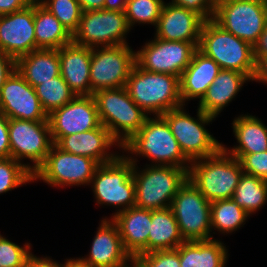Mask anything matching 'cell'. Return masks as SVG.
<instances>
[{"label":"cell","instance_id":"cell-22","mask_svg":"<svg viewBox=\"0 0 267 267\" xmlns=\"http://www.w3.org/2000/svg\"><path fill=\"white\" fill-rule=\"evenodd\" d=\"M125 251L134 258L148 253V235L151 224V210L131 207L112 214Z\"/></svg>","mask_w":267,"mask_h":267},{"label":"cell","instance_id":"cell-18","mask_svg":"<svg viewBox=\"0 0 267 267\" xmlns=\"http://www.w3.org/2000/svg\"><path fill=\"white\" fill-rule=\"evenodd\" d=\"M0 50L15 60L37 50L34 1L23 10L0 16Z\"/></svg>","mask_w":267,"mask_h":267},{"label":"cell","instance_id":"cell-43","mask_svg":"<svg viewBox=\"0 0 267 267\" xmlns=\"http://www.w3.org/2000/svg\"><path fill=\"white\" fill-rule=\"evenodd\" d=\"M34 0H0V16L27 8Z\"/></svg>","mask_w":267,"mask_h":267},{"label":"cell","instance_id":"cell-42","mask_svg":"<svg viewBox=\"0 0 267 267\" xmlns=\"http://www.w3.org/2000/svg\"><path fill=\"white\" fill-rule=\"evenodd\" d=\"M16 69V60L0 50V90L4 82Z\"/></svg>","mask_w":267,"mask_h":267},{"label":"cell","instance_id":"cell-44","mask_svg":"<svg viewBox=\"0 0 267 267\" xmlns=\"http://www.w3.org/2000/svg\"><path fill=\"white\" fill-rule=\"evenodd\" d=\"M24 267H61V264L49 257L39 258L31 254L26 260Z\"/></svg>","mask_w":267,"mask_h":267},{"label":"cell","instance_id":"cell-27","mask_svg":"<svg viewBox=\"0 0 267 267\" xmlns=\"http://www.w3.org/2000/svg\"><path fill=\"white\" fill-rule=\"evenodd\" d=\"M16 70L33 87L60 75L59 49H37L16 60Z\"/></svg>","mask_w":267,"mask_h":267},{"label":"cell","instance_id":"cell-38","mask_svg":"<svg viewBox=\"0 0 267 267\" xmlns=\"http://www.w3.org/2000/svg\"><path fill=\"white\" fill-rule=\"evenodd\" d=\"M141 267H180L178 249H166L140 254L133 258Z\"/></svg>","mask_w":267,"mask_h":267},{"label":"cell","instance_id":"cell-16","mask_svg":"<svg viewBox=\"0 0 267 267\" xmlns=\"http://www.w3.org/2000/svg\"><path fill=\"white\" fill-rule=\"evenodd\" d=\"M51 138L55 144L61 137L86 132L101 125L93 95H77L66 105L48 115Z\"/></svg>","mask_w":267,"mask_h":267},{"label":"cell","instance_id":"cell-7","mask_svg":"<svg viewBox=\"0 0 267 267\" xmlns=\"http://www.w3.org/2000/svg\"><path fill=\"white\" fill-rule=\"evenodd\" d=\"M184 107L167 111L161 115L168 123L184 156L195 161L216 154L222 145L205 128L215 117L197 109V119L185 113Z\"/></svg>","mask_w":267,"mask_h":267},{"label":"cell","instance_id":"cell-46","mask_svg":"<svg viewBox=\"0 0 267 267\" xmlns=\"http://www.w3.org/2000/svg\"><path fill=\"white\" fill-rule=\"evenodd\" d=\"M253 81L267 84V56H262L256 62V72Z\"/></svg>","mask_w":267,"mask_h":267},{"label":"cell","instance_id":"cell-28","mask_svg":"<svg viewBox=\"0 0 267 267\" xmlns=\"http://www.w3.org/2000/svg\"><path fill=\"white\" fill-rule=\"evenodd\" d=\"M180 267H225L227 249L219 240L184 241L178 247Z\"/></svg>","mask_w":267,"mask_h":267},{"label":"cell","instance_id":"cell-3","mask_svg":"<svg viewBox=\"0 0 267 267\" xmlns=\"http://www.w3.org/2000/svg\"><path fill=\"white\" fill-rule=\"evenodd\" d=\"M197 49L221 69L239 71L253 81L256 72L253 46L223 29L213 19L203 22Z\"/></svg>","mask_w":267,"mask_h":267},{"label":"cell","instance_id":"cell-17","mask_svg":"<svg viewBox=\"0 0 267 267\" xmlns=\"http://www.w3.org/2000/svg\"><path fill=\"white\" fill-rule=\"evenodd\" d=\"M0 112L9 119L48 121L34 87L16 69L1 87Z\"/></svg>","mask_w":267,"mask_h":267},{"label":"cell","instance_id":"cell-47","mask_svg":"<svg viewBox=\"0 0 267 267\" xmlns=\"http://www.w3.org/2000/svg\"><path fill=\"white\" fill-rule=\"evenodd\" d=\"M82 11L102 10L105 0H77Z\"/></svg>","mask_w":267,"mask_h":267},{"label":"cell","instance_id":"cell-8","mask_svg":"<svg viewBox=\"0 0 267 267\" xmlns=\"http://www.w3.org/2000/svg\"><path fill=\"white\" fill-rule=\"evenodd\" d=\"M133 168L134 163L126 155H119L114 161L99 165L91 180L98 205L122 207L116 213L135 206Z\"/></svg>","mask_w":267,"mask_h":267},{"label":"cell","instance_id":"cell-13","mask_svg":"<svg viewBox=\"0 0 267 267\" xmlns=\"http://www.w3.org/2000/svg\"><path fill=\"white\" fill-rule=\"evenodd\" d=\"M136 64V52L129 45L91 48V91L125 87Z\"/></svg>","mask_w":267,"mask_h":267},{"label":"cell","instance_id":"cell-41","mask_svg":"<svg viewBox=\"0 0 267 267\" xmlns=\"http://www.w3.org/2000/svg\"><path fill=\"white\" fill-rule=\"evenodd\" d=\"M8 123L9 118L0 112V158L11 157Z\"/></svg>","mask_w":267,"mask_h":267},{"label":"cell","instance_id":"cell-39","mask_svg":"<svg viewBox=\"0 0 267 267\" xmlns=\"http://www.w3.org/2000/svg\"><path fill=\"white\" fill-rule=\"evenodd\" d=\"M240 163L244 173L267 181V151L245 154Z\"/></svg>","mask_w":267,"mask_h":267},{"label":"cell","instance_id":"cell-12","mask_svg":"<svg viewBox=\"0 0 267 267\" xmlns=\"http://www.w3.org/2000/svg\"><path fill=\"white\" fill-rule=\"evenodd\" d=\"M99 165L90 157L67 153L53 144L45 161L33 174V182L39 179L54 187L89 185Z\"/></svg>","mask_w":267,"mask_h":267},{"label":"cell","instance_id":"cell-5","mask_svg":"<svg viewBox=\"0 0 267 267\" xmlns=\"http://www.w3.org/2000/svg\"><path fill=\"white\" fill-rule=\"evenodd\" d=\"M122 149L132 155L151 159L155 166L189 169L191 163L182 153L167 121L161 115H155L154 118L148 116L140 130L122 145Z\"/></svg>","mask_w":267,"mask_h":267},{"label":"cell","instance_id":"cell-35","mask_svg":"<svg viewBox=\"0 0 267 267\" xmlns=\"http://www.w3.org/2000/svg\"><path fill=\"white\" fill-rule=\"evenodd\" d=\"M163 4V0H127L124 13L130 28L135 23L156 27Z\"/></svg>","mask_w":267,"mask_h":267},{"label":"cell","instance_id":"cell-25","mask_svg":"<svg viewBox=\"0 0 267 267\" xmlns=\"http://www.w3.org/2000/svg\"><path fill=\"white\" fill-rule=\"evenodd\" d=\"M246 81L251 80L239 71L221 69L199 102L198 109L216 118L235 98Z\"/></svg>","mask_w":267,"mask_h":267},{"label":"cell","instance_id":"cell-48","mask_svg":"<svg viewBox=\"0 0 267 267\" xmlns=\"http://www.w3.org/2000/svg\"><path fill=\"white\" fill-rule=\"evenodd\" d=\"M127 0H105L104 9L112 11H125Z\"/></svg>","mask_w":267,"mask_h":267},{"label":"cell","instance_id":"cell-30","mask_svg":"<svg viewBox=\"0 0 267 267\" xmlns=\"http://www.w3.org/2000/svg\"><path fill=\"white\" fill-rule=\"evenodd\" d=\"M184 242L174 213L170 207L151 210L148 235V253L157 250L175 249Z\"/></svg>","mask_w":267,"mask_h":267},{"label":"cell","instance_id":"cell-14","mask_svg":"<svg viewBox=\"0 0 267 267\" xmlns=\"http://www.w3.org/2000/svg\"><path fill=\"white\" fill-rule=\"evenodd\" d=\"M11 158L33 162L32 174L43 164L53 145L48 121L9 119Z\"/></svg>","mask_w":267,"mask_h":267},{"label":"cell","instance_id":"cell-50","mask_svg":"<svg viewBox=\"0 0 267 267\" xmlns=\"http://www.w3.org/2000/svg\"><path fill=\"white\" fill-rule=\"evenodd\" d=\"M130 263H127L126 265L122 266V267H141L133 258L131 260V265H129Z\"/></svg>","mask_w":267,"mask_h":267},{"label":"cell","instance_id":"cell-15","mask_svg":"<svg viewBox=\"0 0 267 267\" xmlns=\"http://www.w3.org/2000/svg\"><path fill=\"white\" fill-rule=\"evenodd\" d=\"M198 45L199 42L167 41L155 37L136 52V63L150 72L180 77Z\"/></svg>","mask_w":267,"mask_h":267},{"label":"cell","instance_id":"cell-2","mask_svg":"<svg viewBox=\"0 0 267 267\" xmlns=\"http://www.w3.org/2000/svg\"><path fill=\"white\" fill-rule=\"evenodd\" d=\"M242 173L240 160L221 148L212 156L192 161L188 180L214 202L232 198Z\"/></svg>","mask_w":267,"mask_h":267},{"label":"cell","instance_id":"cell-10","mask_svg":"<svg viewBox=\"0 0 267 267\" xmlns=\"http://www.w3.org/2000/svg\"><path fill=\"white\" fill-rule=\"evenodd\" d=\"M170 208L184 241L213 239L211 202L189 180L177 191Z\"/></svg>","mask_w":267,"mask_h":267},{"label":"cell","instance_id":"cell-23","mask_svg":"<svg viewBox=\"0 0 267 267\" xmlns=\"http://www.w3.org/2000/svg\"><path fill=\"white\" fill-rule=\"evenodd\" d=\"M60 75L77 95H93L90 85L91 48L71 42L59 49Z\"/></svg>","mask_w":267,"mask_h":267},{"label":"cell","instance_id":"cell-9","mask_svg":"<svg viewBox=\"0 0 267 267\" xmlns=\"http://www.w3.org/2000/svg\"><path fill=\"white\" fill-rule=\"evenodd\" d=\"M213 20L254 46L267 24V4L263 0H217Z\"/></svg>","mask_w":267,"mask_h":267},{"label":"cell","instance_id":"cell-37","mask_svg":"<svg viewBox=\"0 0 267 267\" xmlns=\"http://www.w3.org/2000/svg\"><path fill=\"white\" fill-rule=\"evenodd\" d=\"M30 243L20 247L0 234V267H24L32 254Z\"/></svg>","mask_w":267,"mask_h":267},{"label":"cell","instance_id":"cell-11","mask_svg":"<svg viewBox=\"0 0 267 267\" xmlns=\"http://www.w3.org/2000/svg\"><path fill=\"white\" fill-rule=\"evenodd\" d=\"M130 30L124 11H85L72 35V42L90 48L128 45L125 38Z\"/></svg>","mask_w":267,"mask_h":267},{"label":"cell","instance_id":"cell-1","mask_svg":"<svg viewBox=\"0 0 267 267\" xmlns=\"http://www.w3.org/2000/svg\"><path fill=\"white\" fill-rule=\"evenodd\" d=\"M125 88L131 99L145 112L163 115L183 106L179 77L150 72L134 65Z\"/></svg>","mask_w":267,"mask_h":267},{"label":"cell","instance_id":"cell-24","mask_svg":"<svg viewBox=\"0 0 267 267\" xmlns=\"http://www.w3.org/2000/svg\"><path fill=\"white\" fill-rule=\"evenodd\" d=\"M220 70V66L213 59L197 49L193 53L190 64L179 77L183 106L186 100L198 98L200 102Z\"/></svg>","mask_w":267,"mask_h":267},{"label":"cell","instance_id":"cell-26","mask_svg":"<svg viewBox=\"0 0 267 267\" xmlns=\"http://www.w3.org/2000/svg\"><path fill=\"white\" fill-rule=\"evenodd\" d=\"M232 126L238 146L229 149L222 145L228 154L240 160L245 154L267 151V126L260 119L241 115L233 120Z\"/></svg>","mask_w":267,"mask_h":267},{"label":"cell","instance_id":"cell-45","mask_svg":"<svg viewBox=\"0 0 267 267\" xmlns=\"http://www.w3.org/2000/svg\"><path fill=\"white\" fill-rule=\"evenodd\" d=\"M254 48V57L256 62L262 57L267 56V24L264 27L263 32L259 36L258 41L253 46Z\"/></svg>","mask_w":267,"mask_h":267},{"label":"cell","instance_id":"cell-49","mask_svg":"<svg viewBox=\"0 0 267 267\" xmlns=\"http://www.w3.org/2000/svg\"><path fill=\"white\" fill-rule=\"evenodd\" d=\"M61 267H91L81 258L76 259H67L64 264H61Z\"/></svg>","mask_w":267,"mask_h":267},{"label":"cell","instance_id":"cell-21","mask_svg":"<svg viewBox=\"0 0 267 267\" xmlns=\"http://www.w3.org/2000/svg\"><path fill=\"white\" fill-rule=\"evenodd\" d=\"M81 259L91 267H122L132 260L123 247L116 223L110 218L101 220L88 257Z\"/></svg>","mask_w":267,"mask_h":267},{"label":"cell","instance_id":"cell-34","mask_svg":"<svg viewBox=\"0 0 267 267\" xmlns=\"http://www.w3.org/2000/svg\"><path fill=\"white\" fill-rule=\"evenodd\" d=\"M33 182L32 166L9 157L0 158V194Z\"/></svg>","mask_w":267,"mask_h":267},{"label":"cell","instance_id":"cell-36","mask_svg":"<svg viewBox=\"0 0 267 267\" xmlns=\"http://www.w3.org/2000/svg\"><path fill=\"white\" fill-rule=\"evenodd\" d=\"M73 35L77 30L82 9L77 0H38Z\"/></svg>","mask_w":267,"mask_h":267},{"label":"cell","instance_id":"cell-33","mask_svg":"<svg viewBox=\"0 0 267 267\" xmlns=\"http://www.w3.org/2000/svg\"><path fill=\"white\" fill-rule=\"evenodd\" d=\"M34 89L47 115L66 105L76 96L61 75L35 86Z\"/></svg>","mask_w":267,"mask_h":267},{"label":"cell","instance_id":"cell-31","mask_svg":"<svg viewBox=\"0 0 267 267\" xmlns=\"http://www.w3.org/2000/svg\"><path fill=\"white\" fill-rule=\"evenodd\" d=\"M232 200L249 215L255 213L267 201V181L243 172Z\"/></svg>","mask_w":267,"mask_h":267},{"label":"cell","instance_id":"cell-29","mask_svg":"<svg viewBox=\"0 0 267 267\" xmlns=\"http://www.w3.org/2000/svg\"><path fill=\"white\" fill-rule=\"evenodd\" d=\"M34 33L37 49H60L72 42V34L38 0H34Z\"/></svg>","mask_w":267,"mask_h":267},{"label":"cell","instance_id":"cell-6","mask_svg":"<svg viewBox=\"0 0 267 267\" xmlns=\"http://www.w3.org/2000/svg\"><path fill=\"white\" fill-rule=\"evenodd\" d=\"M100 122L122 146L144 125L148 114L129 96L125 87L93 93Z\"/></svg>","mask_w":267,"mask_h":267},{"label":"cell","instance_id":"cell-40","mask_svg":"<svg viewBox=\"0 0 267 267\" xmlns=\"http://www.w3.org/2000/svg\"><path fill=\"white\" fill-rule=\"evenodd\" d=\"M171 3L192 10L208 20L213 19L217 0H172Z\"/></svg>","mask_w":267,"mask_h":267},{"label":"cell","instance_id":"cell-4","mask_svg":"<svg viewBox=\"0 0 267 267\" xmlns=\"http://www.w3.org/2000/svg\"><path fill=\"white\" fill-rule=\"evenodd\" d=\"M127 158L134 163L135 207L149 210L171 207L177 191L188 180V169L151 164L139 172L137 161L128 155Z\"/></svg>","mask_w":267,"mask_h":267},{"label":"cell","instance_id":"cell-19","mask_svg":"<svg viewBox=\"0 0 267 267\" xmlns=\"http://www.w3.org/2000/svg\"><path fill=\"white\" fill-rule=\"evenodd\" d=\"M204 21L192 10L164 2L154 36L167 41L199 42Z\"/></svg>","mask_w":267,"mask_h":267},{"label":"cell","instance_id":"cell-32","mask_svg":"<svg viewBox=\"0 0 267 267\" xmlns=\"http://www.w3.org/2000/svg\"><path fill=\"white\" fill-rule=\"evenodd\" d=\"M249 216L232 198L211 202V229L219 233L237 231Z\"/></svg>","mask_w":267,"mask_h":267},{"label":"cell","instance_id":"cell-20","mask_svg":"<svg viewBox=\"0 0 267 267\" xmlns=\"http://www.w3.org/2000/svg\"><path fill=\"white\" fill-rule=\"evenodd\" d=\"M55 145L67 153L90 157L99 164L109 163L119 156L107 152L111 146L116 145L122 148L120 143L102 124L98 128L86 132L63 136Z\"/></svg>","mask_w":267,"mask_h":267}]
</instances>
